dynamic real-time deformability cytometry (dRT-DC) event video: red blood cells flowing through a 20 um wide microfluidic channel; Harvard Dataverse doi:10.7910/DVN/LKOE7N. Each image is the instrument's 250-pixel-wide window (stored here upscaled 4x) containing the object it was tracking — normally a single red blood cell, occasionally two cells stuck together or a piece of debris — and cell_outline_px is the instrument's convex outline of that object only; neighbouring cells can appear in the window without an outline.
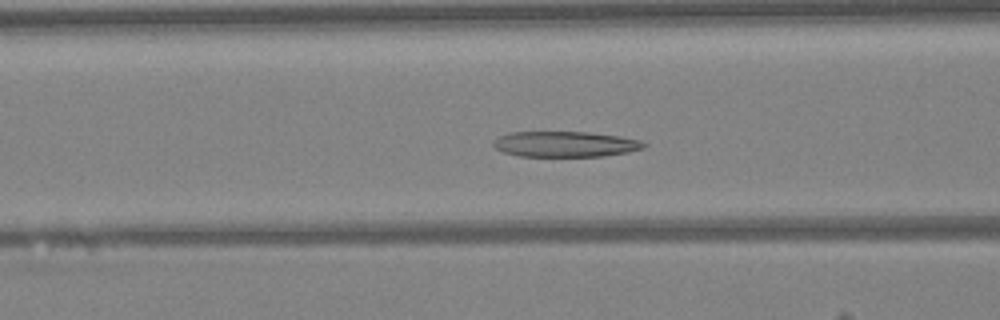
{"species": "Egyptian fruit bat (a non-hibernating species)", "species_latin": "Rousettus aegyptiacus", "temperature_condition": "warm", "stored_images_in_passage": 44, "camera_frame_rate_fps": 3000, "um_per_image_px": 0.085, "animal": {"sex": "female"}, "frame": {"image": 1, "passage_image": 15, "time_ms": 4.667, "image_size_px": [1000, 320], "cell_outline_px": [[648, 144], [644, 148], [628, 152], [604, 156], [520, 156], [504, 152], [496, 148], [492, 144], [492, 140], [508, 132], [588, 132], [620, 136], [640, 140]], "centroid_in_image_um": [48.05, 12.25], "position_along_channel_um": 118.5, "area_um2": 22.48}}
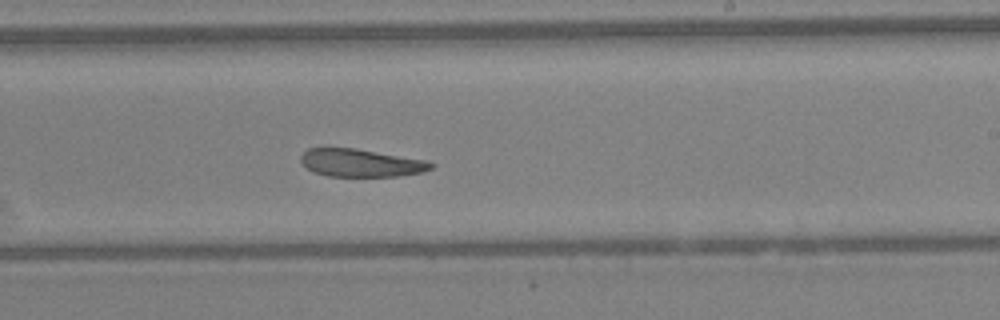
{"frame": {"image": 2, "passage_image": 25, "time_ms": 8.0, "image_size_px": [1000, 320], "cell_outline_px": [[436, 164], [432, 168], [424, 172], [400, 176], [328, 176], [312, 172], [300, 160], [300, 156], [308, 148], [356, 148], [428, 160]], "centroid_in_image_um": [30.72, 13.84], "position_along_channel_um": 258.3, "area_um2": 21.27}}
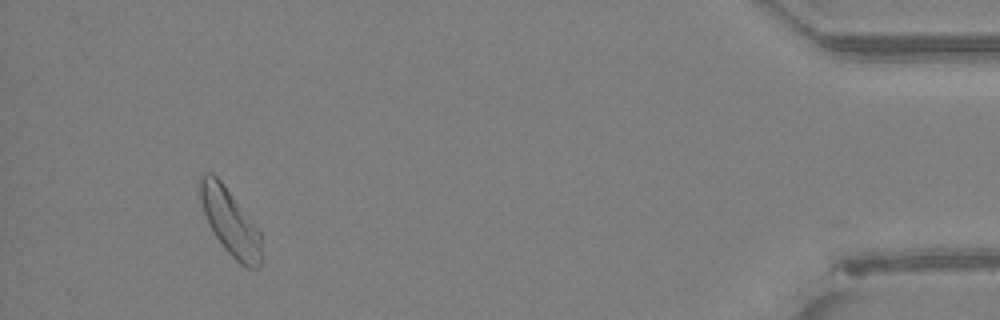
{"frame": {"image": 3, "passage_image": 41, "time_ms": 13.333, "image_size_px": [1000, 320], "cell_outline_px": [[264, 256], [260, 264], [256, 268], [248, 268], [240, 264], [224, 248], [208, 224], [196, 188], [200, 176], [204, 172], [212, 172], [220, 180], [260, 228]], "centroid_in_image_um": [19.58, 18.84], "position_along_channel_um": 415.6, "area_um2": 24.45}, "authors_computed_cell_mechanics": {"area_um2": 23.3512, "velocity_mm_per_s": 4.2114, "shape_relaxation_time_tau1_ms": null, "shape_relaxation_time_tau2_ms": 5.6261, "deformation_change_tau1": null, "deformation_change_tau2": 0.1569}}